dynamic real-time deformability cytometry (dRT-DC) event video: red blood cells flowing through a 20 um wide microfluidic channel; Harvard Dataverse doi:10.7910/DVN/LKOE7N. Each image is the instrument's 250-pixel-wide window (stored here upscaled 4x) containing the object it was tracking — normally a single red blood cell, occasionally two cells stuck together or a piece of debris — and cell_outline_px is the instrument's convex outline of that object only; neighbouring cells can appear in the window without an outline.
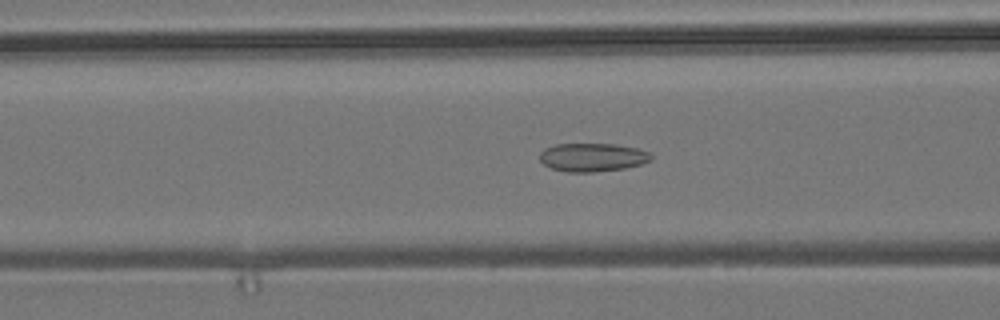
{"species": "common noctule bat (a hibernating species)", "species_latin": "Nyctalus noctula", "temperature_condition": "room temperature", "stored_images_in_passage": 55, "camera_frame_rate_fps": 3000, "um_per_image_px": 0.085, "animal": {"sex": "male", "body_mass_g": 19.2, "forearm_length_mm": 51.8}, "frame": {"image": 1, "passage_image": 21, "time_ms": 6.667, "image_size_px": [1000, 320], "cell_outline_px": [[652, 160], [640, 164], [624, 168], [592, 172], [568, 172], [552, 168], [544, 164], [540, 160], [540, 152], [544, 148], [556, 144], [616, 144], [636, 148], [652, 152]], "centroid_in_image_um": [50.38, 13.36], "position_along_channel_um": 116.2, "area_um2": 18.44}}
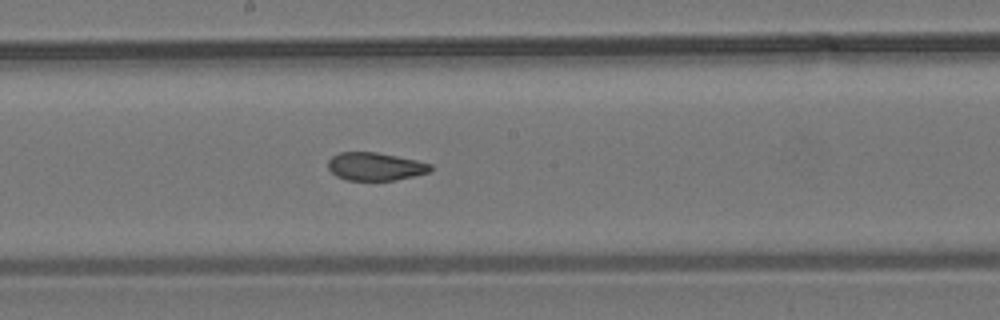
{"frame": {"image": 2, "passage_image": 29, "time_ms": 9.333, "image_size_px": [1000, 320], "cell_outline_px": [[432, 168], [428, 172], [396, 180], [348, 180], [336, 176], [328, 168], [328, 160], [332, 156], [340, 152], [376, 152], [416, 160], [432, 164]], "centroid_in_image_um": [31.87, 14.15], "position_along_channel_um": 216.3, "area_um2": 16.59}}
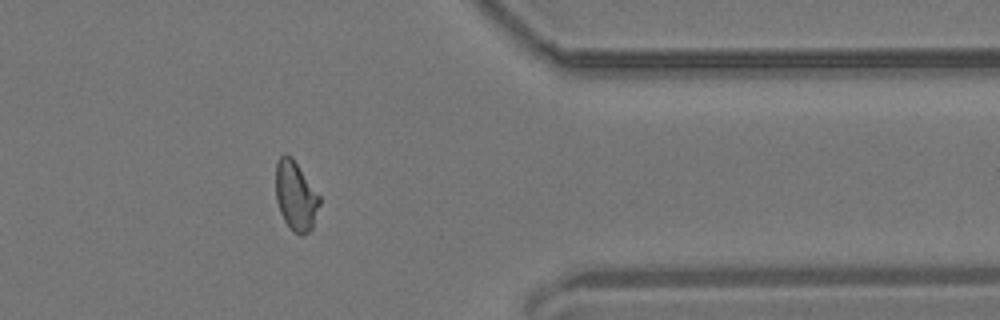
{"frame": {"image": 3, "passage_image": 44, "time_ms": 14.333, "image_size_px": [1000, 320], "cell_outline_px": [[320, 204], [312, 228], [304, 236], [300, 236], [292, 232], [284, 220], [280, 212], [276, 200], [276, 164], [280, 156], [284, 152], [288, 152], [292, 156], [320, 196]], "centroid_in_image_um": [25.13, 16.65], "position_along_channel_um": 386.3, "area_um2": 17.98}}